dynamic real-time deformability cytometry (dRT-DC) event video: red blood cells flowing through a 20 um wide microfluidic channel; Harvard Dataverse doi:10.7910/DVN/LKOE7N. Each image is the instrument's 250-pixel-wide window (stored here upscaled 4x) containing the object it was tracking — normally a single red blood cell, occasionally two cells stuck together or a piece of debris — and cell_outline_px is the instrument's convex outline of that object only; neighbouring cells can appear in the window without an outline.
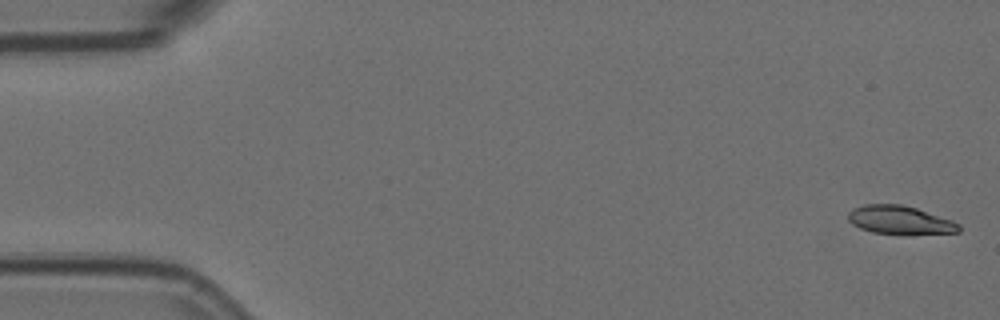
{"species": "Egyptian fruit bat (a non-hibernating species)", "species_latin": "Rousettus aegyptiacus", "temperature_condition": "room temperature", "stored_images_in_passage": 3, "camera_frame_rate_fps": 3000, "um_per_image_px": 0.085, "animal": {"sex": "female"}, "frame": {"image": 1, "passage_image": 1, "time_ms": 0.0, "image_size_px": [1000, 320], "cell_outline_px": [[960, 232], [872, 232], [860, 228], [852, 224], [848, 220], [848, 212], [852, 208], [864, 204], [900, 204], [916, 208], [952, 220], [960, 224]], "centroid_in_image_um": [76.42, 18.65], "position_along_channel_um": 8.6, "area_um2": 17.63}}